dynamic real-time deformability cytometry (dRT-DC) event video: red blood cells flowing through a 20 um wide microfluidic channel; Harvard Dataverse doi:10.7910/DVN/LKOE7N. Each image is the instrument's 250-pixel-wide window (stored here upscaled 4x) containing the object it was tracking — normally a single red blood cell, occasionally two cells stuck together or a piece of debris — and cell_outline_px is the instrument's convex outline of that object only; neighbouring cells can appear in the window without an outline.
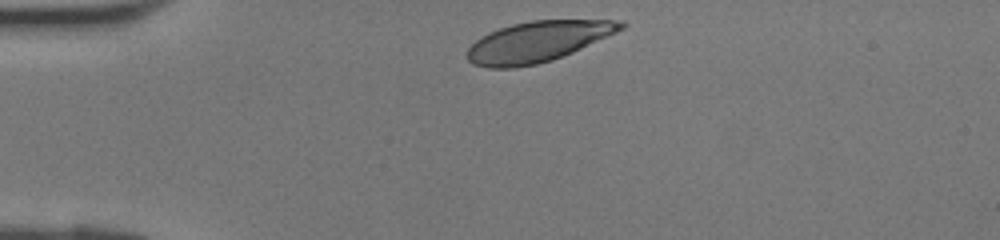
{"species": "human", "species_latin": "Homo sapiens", "temperature_condition": "room temperature", "stored_images_in_passage": 26, "camera_frame_rate_fps": 3000, "um_per_image_px": 0.085, "donor": {"sex": "female"}, "frame": {"image": 1, "passage_image": 1, "time_ms": 0.0, "image_size_px": [1000, 240], "cell_outline_px": [[628, 24], [624, 28], [616, 32], [572, 52], [552, 60], [536, 64], [512, 68], [488, 68], [472, 64], [464, 56], [468, 48], [480, 36], [488, 32], [512, 24], [532, 20], [624, 20]], "centroid_in_image_um": [45.67, 3.54], "position_along_channel_um": 39.3, "area_um2": 36.36}}
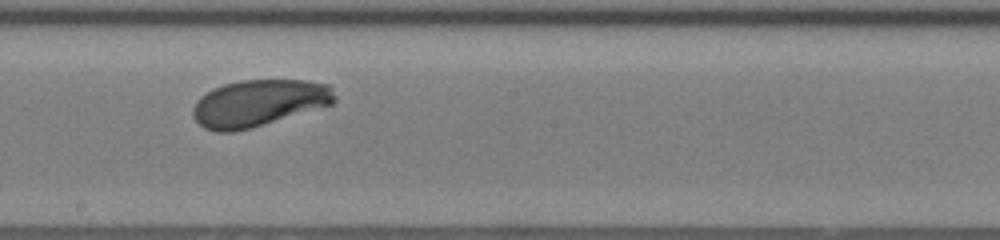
{"frame": {"image": 2, "passage_image": 15, "time_ms": 4.667, "image_size_px": [1000, 240], "cell_outline_px": [[336, 100], [332, 104], [248, 128], [232, 132], [216, 132], [204, 128], [192, 116], [192, 108], [196, 100], [200, 96], [212, 88], [224, 84], [240, 80], [304, 80], [328, 84], [332, 88], [336, 96]], "centroid_in_image_um": [21.95, 8.74], "position_along_channel_um": 226.2, "area_um2": 38.38}}
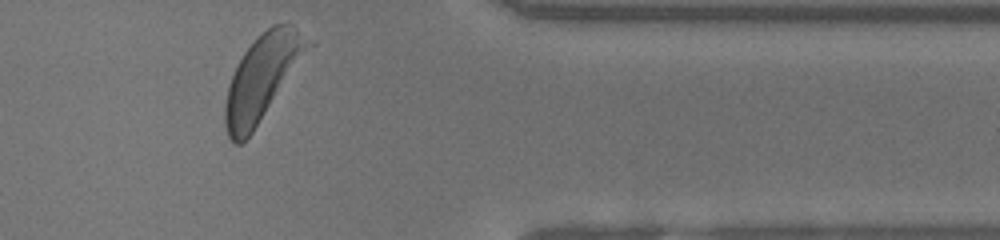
{"frame": {"image": 3, "passage_image": 26, "time_ms": 8.333, "image_size_px": [1000, 240], "cell_outline_px": [[316, 44], [252, 132], [240, 144], [236, 144], [228, 136], [224, 124], [224, 104], [228, 84], [244, 52], [256, 36], [272, 24], [292, 24], [316, 40]], "centroid_in_image_um": [22.37, 6.52], "position_along_channel_um": 389.0, "area_um2": 41.79}}